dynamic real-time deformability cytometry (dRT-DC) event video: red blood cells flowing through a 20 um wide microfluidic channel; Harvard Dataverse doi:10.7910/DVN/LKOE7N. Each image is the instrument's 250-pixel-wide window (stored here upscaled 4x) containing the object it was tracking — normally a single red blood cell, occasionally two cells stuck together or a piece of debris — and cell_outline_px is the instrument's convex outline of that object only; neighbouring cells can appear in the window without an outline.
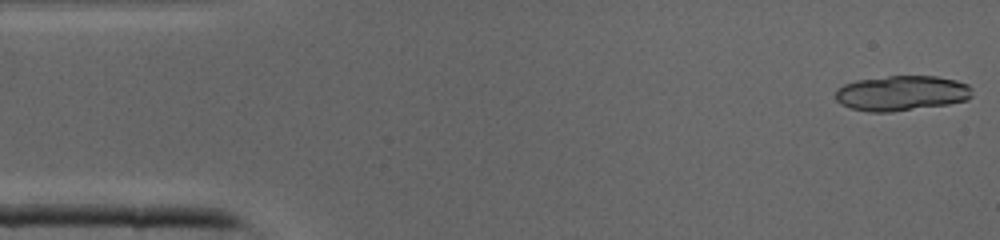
{"species": "common noctule bat (a hibernating species)", "species_latin": "Nyctalus noctula", "temperature_condition": "cold", "stored_images_in_passage": 12, "camera_frame_rate_fps": 3000, "um_per_image_px": 0.085, "animal": {"sex": "male", "body_mass_g": 19.0, "forearm_length_mm": 50.8}, "frame": {"image": 1, "passage_image": 1, "time_ms": 0.0, "image_size_px": [1000, 240], "cell_outline_px": [[972, 96], [968, 100], [948, 104], [892, 112], [868, 112], [852, 108], [840, 104], [836, 100], [836, 88], [844, 84], [856, 80], [888, 76], [936, 76], [956, 80], [968, 84], [972, 88]], "centroid_in_image_um": [76.64, 7.92], "position_along_channel_um": 8.4, "area_um2": 28.21}}
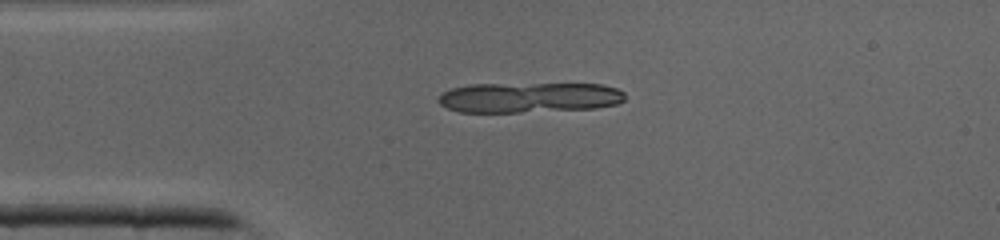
{"frame": {"image": 2, "passage_image": 9, "time_ms": 2.667, "image_size_px": [1000, 240], "cell_outline_px": [[624, 100], [616, 104], [596, 108], [520, 112], [460, 112], [448, 108], [440, 104], [436, 100], [444, 92], [452, 88], [472, 84], [600, 84], [616, 88], [624, 92]], "centroid_in_image_um": [44.97, 8.28], "position_along_channel_um": 40.0, "area_um2": 32.77}}